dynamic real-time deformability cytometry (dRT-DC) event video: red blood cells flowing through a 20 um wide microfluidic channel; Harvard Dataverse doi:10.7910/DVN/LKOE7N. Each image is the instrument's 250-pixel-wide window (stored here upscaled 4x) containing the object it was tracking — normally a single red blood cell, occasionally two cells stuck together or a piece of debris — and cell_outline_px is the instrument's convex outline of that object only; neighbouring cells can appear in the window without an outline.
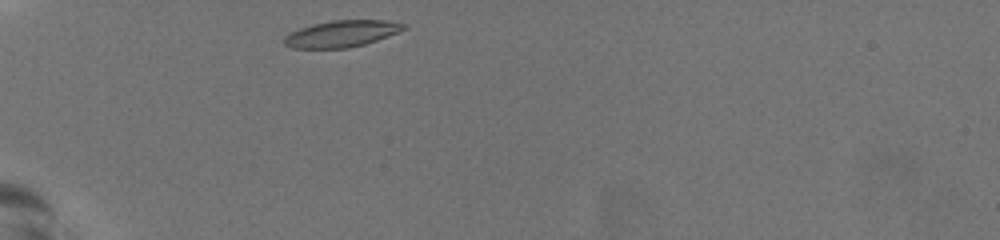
{"species": "common noctule bat (a hibernating species)", "species_latin": "Nyctalus noctula", "temperature_condition": "warm", "stored_images_in_passage": 30, "camera_frame_rate_fps": 3000, "um_per_image_px": 0.085, "animal": {"sex": "female", "body_mass_g": 19.5, "forearm_length_mm": 54.1}, "frame": {"image": 1, "passage_image": 1, "time_ms": 0.0, "image_size_px": [1000, 240], "cell_outline_px": [[408, 28], [388, 36], [364, 44], [348, 48], [292, 48], [284, 44], [284, 36], [300, 28], [312, 24], [332, 20], [384, 20], [404, 24]], "centroid_in_image_um": [29.03, 2.86], "position_along_channel_um": 56.0, "area_um2": 18.38}}
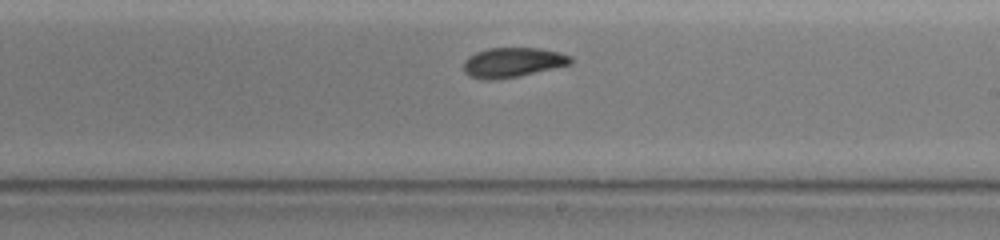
{"frame": {"image": 2, "passage_image": 18, "time_ms": 5.667, "image_size_px": [1000, 240], "cell_outline_px": [[572, 64], [520, 76], [492, 80], [488, 80], [468, 76], [464, 72], [464, 60], [468, 56], [476, 52], [488, 48], [540, 48], [560, 52], [572, 56]], "centroid_in_image_um": [43.59, 5.3], "position_along_channel_um": 245.4, "area_um2": 18.73}}
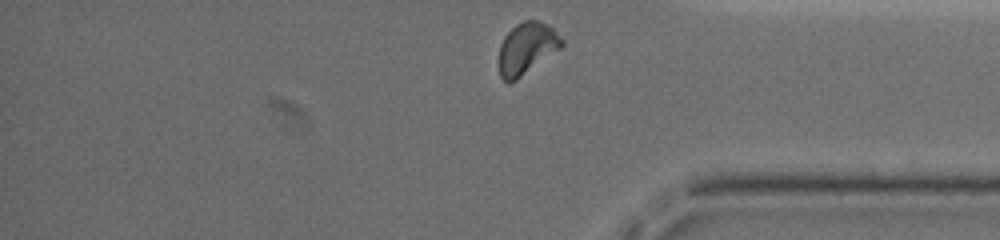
{"frame": {"image": 3, "passage_image": 30, "time_ms": 9.667, "image_size_px": [1000, 240], "cell_outline_px": [[564, 44], [560, 48], [516, 80], [508, 84], [500, 76], [500, 44], [504, 36], [516, 24], [524, 20], [540, 20], [548, 24], [564, 40]], "centroid_in_image_um": [44.78, 4.09], "position_along_channel_um": 390.4, "area_um2": 18.73}, "authors_computed_cell_mechanics": {"area_um2": 18.7272, "velocity_mm_per_s": 3.7839, "shape_relaxation_time_tau1_ms": 4.3528, "shape_relaxation_time_tau2_ms": 3.9583, "deformation_change_tau1": 0.1522, "deformation_change_tau2": 0.0776}}